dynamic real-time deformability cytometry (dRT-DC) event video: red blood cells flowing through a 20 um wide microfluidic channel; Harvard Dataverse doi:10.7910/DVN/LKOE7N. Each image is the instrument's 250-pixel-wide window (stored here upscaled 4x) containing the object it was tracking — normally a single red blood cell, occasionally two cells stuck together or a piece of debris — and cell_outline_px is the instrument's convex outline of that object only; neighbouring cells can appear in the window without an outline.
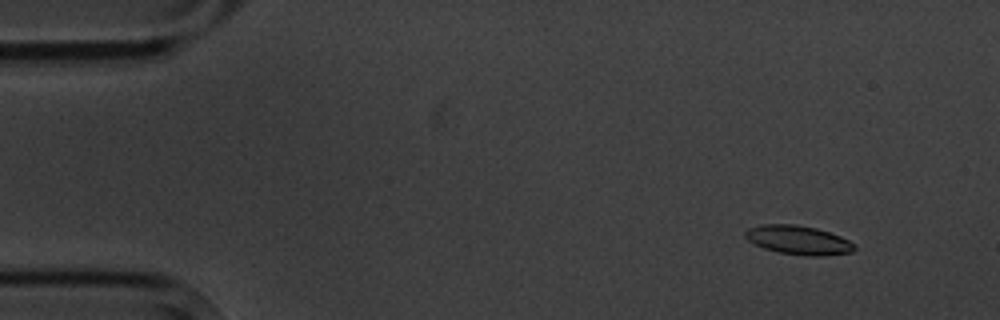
{"species": "common noctule bat (a hibernating species)", "species_latin": "Nyctalus noctula", "temperature_condition": "cold", "stored_images_in_passage": 15, "camera_frame_rate_fps": 3000, "um_per_image_px": 0.085, "animal": {"sex": "male", "body_mass_g": 20.1, "forearm_length_mm": 53.5}, "frame": {"image": 1, "passage_image": 2, "time_ms": 1.333, "image_size_px": [1000, 320], "cell_outline_px": [[856, 248], [852, 252], [824, 256], [808, 256], [780, 252], [764, 248], [748, 240], [744, 236], [744, 232], [748, 228], [764, 224], [796, 224], [816, 228], [840, 236], [856, 244]], "centroid_in_image_um": [67.88, 20.4], "position_along_channel_um": 17.1, "area_um2": 18.38}}
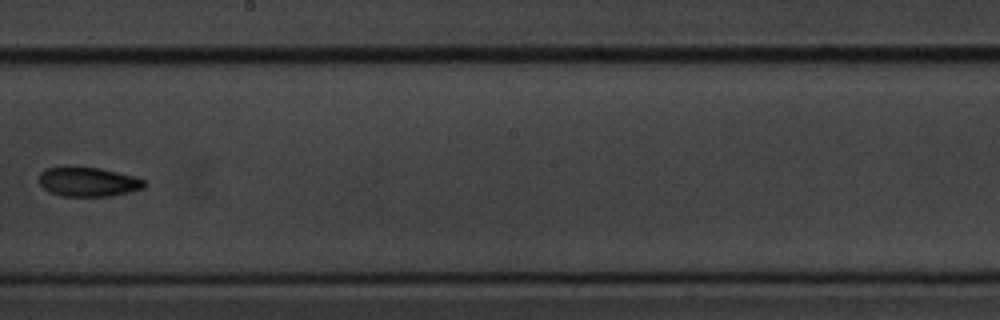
{"frame": {"image": 2, "passage_image": 9, "time_ms": 10.333, "image_size_px": [1000, 320], "cell_outline_px": [[144, 188], [112, 196], [60, 196], [48, 192], [40, 184], [40, 172], [44, 168], [100, 168], [136, 176], [144, 180]], "centroid_in_image_um": [7.5, 15.47], "position_along_channel_um": 240.7, "area_um2": 17.8}}
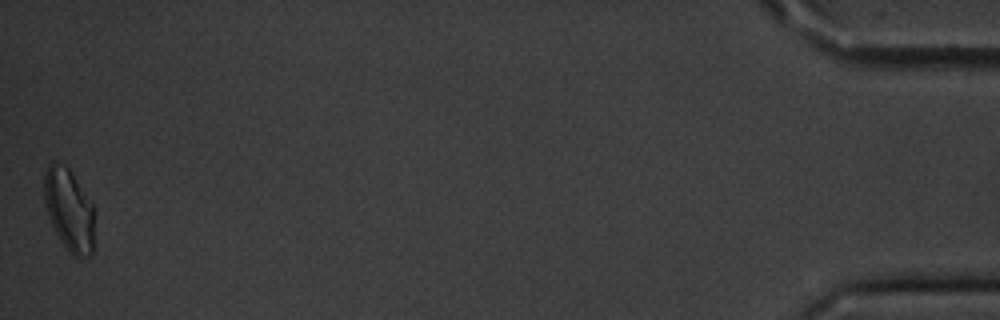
{"frame": {"image": 3, "passage_image": 15, "time_ms": 18.333, "image_size_px": [1000, 320], "cell_outline_px": [[92, 252], [88, 256], [80, 260], [72, 256], [68, 252], [60, 240], [48, 216], [44, 200], [44, 172], [48, 164], [64, 164], [68, 168], [92, 204]], "centroid_in_image_um": [5.84, 17.88], "position_along_channel_um": 429.4, "area_um2": 23.64}, "authors_computed_cell_mechanics": {"area_um2": 18.0336, "velocity_mm_per_s": 3.5318, "shape_relaxation_time_tau1_ms": 3.8002, "shape_relaxation_time_tau2_ms": null, "deformation_change_tau1": 0.1021, "deformation_change_tau2": null}}